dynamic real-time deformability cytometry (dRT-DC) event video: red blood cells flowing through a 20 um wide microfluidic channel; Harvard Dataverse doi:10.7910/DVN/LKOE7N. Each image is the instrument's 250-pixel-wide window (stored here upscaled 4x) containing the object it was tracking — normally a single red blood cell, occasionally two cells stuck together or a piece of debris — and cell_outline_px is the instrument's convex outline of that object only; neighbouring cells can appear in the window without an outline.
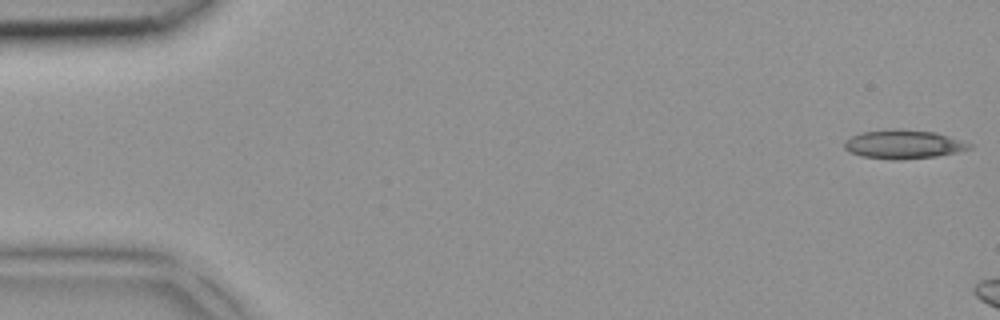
{"species": "common noctule bat (a hibernating species)", "species_latin": "Nyctalus noctula", "temperature_condition": "room temperature", "stored_images_in_passage": 3, "camera_frame_rate_fps": 3000, "um_per_image_px": 0.085, "animal": {"sex": "female", "body_mass_g": 18.4}, "frame": {"image": 1, "passage_image": 1, "time_ms": 0.0, "image_size_px": [1000, 320], "cell_outline_px": [[976, 144], [972, 148], [956, 152], [936, 156], [896, 160], [892, 160], [860, 156], [848, 152], [844, 148], [844, 144], [852, 136], [864, 132], [892, 128], [900, 128], [936, 132]], "centroid_in_image_um": [76.84, 12.26], "position_along_channel_um": 8.2, "area_um2": 21.21}}